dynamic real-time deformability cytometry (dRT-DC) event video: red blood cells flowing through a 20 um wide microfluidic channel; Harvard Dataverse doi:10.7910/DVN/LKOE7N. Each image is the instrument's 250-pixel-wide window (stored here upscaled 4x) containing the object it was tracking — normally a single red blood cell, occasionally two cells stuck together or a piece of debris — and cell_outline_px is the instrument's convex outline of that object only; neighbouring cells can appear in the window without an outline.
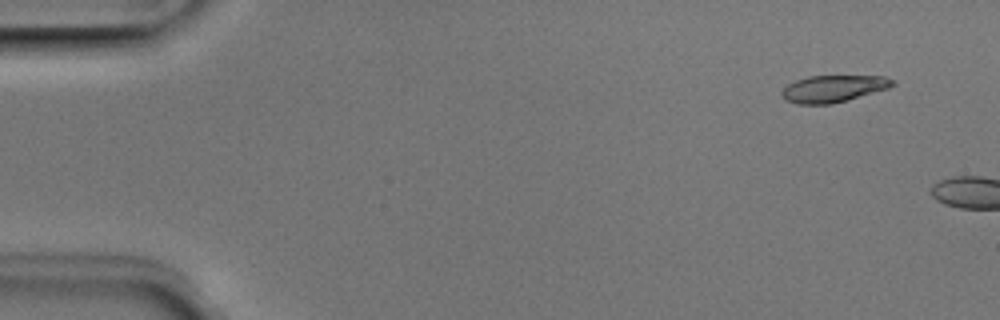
{"species": "Egyptian fruit bat (a non-hibernating species)", "species_latin": "Rousettus aegyptiacus", "temperature_condition": "room temperature", "stored_images_in_passage": 5, "camera_frame_rate_fps": 3000, "um_per_image_px": 0.085, "animal": {"sex": "male"}, "frame": {"image": 1, "passage_image": 1, "time_ms": 0.0, "image_size_px": [1000, 320], "cell_outline_px": [[896, 84], [888, 88], [848, 100], [832, 104], [796, 104], [784, 100], [780, 92], [788, 84], [796, 80], [808, 76], [884, 76], [892, 80]], "centroid_in_image_um": [70.79, 7.54], "position_along_channel_um": 14.2, "area_um2": 17.4}}